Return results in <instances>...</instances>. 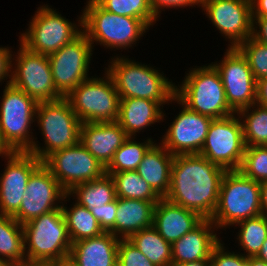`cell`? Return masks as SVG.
I'll return each instance as SVG.
<instances>
[{
    "label": "cell",
    "instance_id": "1",
    "mask_svg": "<svg viewBox=\"0 0 267 266\" xmlns=\"http://www.w3.org/2000/svg\"><path fill=\"white\" fill-rule=\"evenodd\" d=\"M227 170L200 154L174 155L171 182L165 199L211 219Z\"/></svg>",
    "mask_w": 267,
    "mask_h": 266
},
{
    "label": "cell",
    "instance_id": "2",
    "mask_svg": "<svg viewBox=\"0 0 267 266\" xmlns=\"http://www.w3.org/2000/svg\"><path fill=\"white\" fill-rule=\"evenodd\" d=\"M115 55L104 69L112 78L120 98L149 99L157 101L162 107L172 104L176 83L164 76L163 71L134 58L129 59V56Z\"/></svg>",
    "mask_w": 267,
    "mask_h": 266
},
{
    "label": "cell",
    "instance_id": "3",
    "mask_svg": "<svg viewBox=\"0 0 267 266\" xmlns=\"http://www.w3.org/2000/svg\"><path fill=\"white\" fill-rule=\"evenodd\" d=\"M83 13V32L95 44L114 51L136 46L149 26L141 19L121 16L103 9L95 0H87ZM95 43V44H94Z\"/></svg>",
    "mask_w": 267,
    "mask_h": 266
},
{
    "label": "cell",
    "instance_id": "4",
    "mask_svg": "<svg viewBox=\"0 0 267 266\" xmlns=\"http://www.w3.org/2000/svg\"><path fill=\"white\" fill-rule=\"evenodd\" d=\"M36 122L43 136L44 146L34 137L35 140L27 152L35 155L41 162L53 152L79 143L82 122L65 97L38 102L35 124Z\"/></svg>",
    "mask_w": 267,
    "mask_h": 266
},
{
    "label": "cell",
    "instance_id": "5",
    "mask_svg": "<svg viewBox=\"0 0 267 266\" xmlns=\"http://www.w3.org/2000/svg\"><path fill=\"white\" fill-rule=\"evenodd\" d=\"M26 262L52 265L69 259L71 241L62 209H56L22 225Z\"/></svg>",
    "mask_w": 267,
    "mask_h": 266
},
{
    "label": "cell",
    "instance_id": "6",
    "mask_svg": "<svg viewBox=\"0 0 267 266\" xmlns=\"http://www.w3.org/2000/svg\"><path fill=\"white\" fill-rule=\"evenodd\" d=\"M187 72L180 85H175V97L183 105L212 119L235 113L228 105L221 76L211 63Z\"/></svg>",
    "mask_w": 267,
    "mask_h": 266
},
{
    "label": "cell",
    "instance_id": "7",
    "mask_svg": "<svg viewBox=\"0 0 267 266\" xmlns=\"http://www.w3.org/2000/svg\"><path fill=\"white\" fill-rule=\"evenodd\" d=\"M262 214L260 182L245 177L239 170L227 171L221 182L216 210L211 218L217 231Z\"/></svg>",
    "mask_w": 267,
    "mask_h": 266
},
{
    "label": "cell",
    "instance_id": "8",
    "mask_svg": "<svg viewBox=\"0 0 267 266\" xmlns=\"http://www.w3.org/2000/svg\"><path fill=\"white\" fill-rule=\"evenodd\" d=\"M56 10L48 4L40 5L18 41L31 52L49 56L83 32L82 12L75 23Z\"/></svg>",
    "mask_w": 267,
    "mask_h": 266
},
{
    "label": "cell",
    "instance_id": "9",
    "mask_svg": "<svg viewBox=\"0 0 267 266\" xmlns=\"http://www.w3.org/2000/svg\"><path fill=\"white\" fill-rule=\"evenodd\" d=\"M0 102V133L12 151L27 152L34 140L38 102L24 91L6 83ZM34 123V126H32Z\"/></svg>",
    "mask_w": 267,
    "mask_h": 266
},
{
    "label": "cell",
    "instance_id": "10",
    "mask_svg": "<svg viewBox=\"0 0 267 266\" xmlns=\"http://www.w3.org/2000/svg\"><path fill=\"white\" fill-rule=\"evenodd\" d=\"M102 77L95 74L81 82L65 98L82 123L118 120L120 97L114 82L104 69Z\"/></svg>",
    "mask_w": 267,
    "mask_h": 266
},
{
    "label": "cell",
    "instance_id": "11",
    "mask_svg": "<svg viewBox=\"0 0 267 266\" xmlns=\"http://www.w3.org/2000/svg\"><path fill=\"white\" fill-rule=\"evenodd\" d=\"M11 57L10 83L37 102L55 101L63 96L56 90L48 56L31 52L20 42Z\"/></svg>",
    "mask_w": 267,
    "mask_h": 266
},
{
    "label": "cell",
    "instance_id": "12",
    "mask_svg": "<svg viewBox=\"0 0 267 266\" xmlns=\"http://www.w3.org/2000/svg\"><path fill=\"white\" fill-rule=\"evenodd\" d=\"M245 147L242 123L234 113L211 121L199 154L227 171L239 170Z\"/></svg>",
    "mask_w": 267,
    "mask_h": 266
},
{
    "label": "cell",
    "instance_id": "13",
    "mask_svg": "<svg viewBox=\"0 0 267 266\" xmlns=\"http://www.w3.org/2000/svg\"><path fill=\"white\" fill-rule=\"evenodd\" d=\"M93 49L87 35L82 32L70 43L48 56L55 88L63 97L90 77Z\"/></svg>",
    "mask_w": 267,
    "mask_h": 266
},
{
    "label": "cell",
    "instance_id": "14",
    "mask_svg": "<svg viewBox=\"0 0 267 266\" xmlns=\"http://www.w3.org/2000/svg\"><path fill=\"white\" fill-rule=\"evenodd\" d=\"M224 53L220 61L211 64L221 76L229 107L237 113L256 103L257 81L237 47H227Z\"/></svg>",
    "mask_w": 267,
    "mask_h": 266
},
{
    "label": "cell",
    "instance_id": "15",
    "mask_svg": "<svg viewBox=\"0 0 267 266\" xmlns=\"http://www.w3.org/2000/svg\"><path fill=\"white\" fill-rule=\"evenodd\" d=\"M42 163L66 192L106 173L105 167L80 142L53 152Z\"/></svg>",
    "mask_w": 267,
    "mask_h": 266
},
{
    "label": "cell",
    "instance_id": "16",
    "mask_svg": "<svg viewBox=\"0 0 267 266\" xmlns=\"http://www.w3.org/2000/svg\"><path fill=\"white\" fill-rule=\"evenodd\" d=\"M201 9L221 36L228 39L229 48L252 37L251 0H201Z\"/></svg>",
    "mask_w": 267,
    "mask_h": 266
},
{
    "label": "cell",
    "instance_id": "17",
    "mask_svg": "<svg viewBox=\"0 0 267 266\" xmlns=\"http://www.w3.org/2000/svg\"><path fill=\"white\" fill-rule=\"evenodd\" d=\"M67 192L41 163L30 175L19 211L13 218L21 225L42 214L60 209Z\"/></svg>",
    "mask_w": 267,
    "mask_h": 266
},
{
    "label": "cell",
    "instance_id": "18",
    "mask_svg": "<svg viewBox=\"0 0 267 266\" xmlns=\"http://www.w3.org/2000/svg\"><path fill=\"white\" fill-rule=\"evenodd\" d=\"M172 103L179 104L181 111L175 116L160 143L172 154H199L213 120L211 117L194 112L176 97Z\"/></svg>",
    "mask_w": 267,
    "mask_h": 266
},
{
    "label": "cell",
    "instance_id": "19",
    "mask_svg": "<svg viewBox=\"0 0 267 266\" xmlns=\"http://www.w3.org/2000/svg\"><path fill=\"white\" fill-rule=\"evenodd\" d=\"M0 173V214L14 216L20 208L32 172L42 163L29 152L13 151Z\"/></svg>",
    "mask_w": 267,
    "mask_h": 266
},
{
    "label": "cell",
    "instance_id": "20",
    "mask_svg": "<svg viewBox=\"0 0 267 266\" xmlns=\"http://www.w3.org/2000/svg\"><path fill=\"white\" fill-rule=\"evenodd\" d=\"M128 137L117 121L82 123L79 142L106 167Z\"/></svg>",
    "mask_w": 267,
    "mask_h": 266
},
{
    "label": "cell",
    "instance_id": "21",
    "mask_svg": "<svg viewBox=\"0 0 267 266\" xmlns=\"http://www.w3.org/2000/svg\"><path fill=\"white\" fill-rule=\"evenodd\" d=\"M216 233L217 228L211 219H203L195 228L171 244L172 265L210 259L214 246L221 240Z\"/></svg>",
    "mask_w": 267,
    "mask_h": 266
},
{
    "label": "cell",
    "instance_id": "22",
    "mask_svg": "<svg viewBox=\"0 0 267 266\" xmlns=\"http://www.w3.org/2000/svg\"><path fill=\"white\" fill-rule=\"evenodd\" d=\"M203 218L196 212L162 198L154 208L153 226L171 244L195 228Z\"/></svg>",
    "mask_w": 267,
    "mask_h": 266
},
{
    "label": "cell",
    "instance_id": "23",
    "mask_svg": "<svg viewBox=\"0 0 267 266\" xmlns=\"http://www.w3.org/2000/svg\"><path fill=\"white\" fill-rule=\"evenodd\" d=\"M119 238L110 232L72 243L69 260L76 266H117Z\"/></svg>",
    "mask_w": 267,
    "mask_h": 266
},
{
    "label": "cell",
    "instance_id": "24",
    "mask_svg": "<svg viewBox=\"0 0 267 266\" xmlns=\"http://www.w3.org/2000/svg\"><path fill=\"white\" fill-rule=\"evenodd\" d=\"M157 102L144 98H120L117 122L128 136L136 137L155 123L164 122L166 113Z\"/></svg>",
    "mask_w": 267,
    "mask_h": 266
},
{
    "label": "cell",
    "instance_id": "25",
    "mask_svg": "<svg viewBox=\"0 0 267 266\" xmlns=\"http://www.w3.org/2000/svg\"><path fill=\"white\" fill-rule=\"evenodd\" d=\"M174 155L161 143L155 142L145 153L136 171L142 179L161 197L170 189Z\"/></svg>",
    "mask_w": 267,
    "mask_h": 266
},
{
    "label": "cell",
    "instance_id": "26",
    "mask_svg": "<svg viewBox=\"0 0 267 266\" xmlns=\"http://www.w3.org/2000/svg\"><path fill=\"white\" fill-rule=\"evenodd\" d=\"M155 203L117 197L115 236L129 239L133 234L153 225Z\"/></svg>",
    "mask_w": 267,
    "mask_h": 266
},
{
    "label": "cell",
    "instance_id": "27",
    "mask_svg": "<svg viewBox=\"0 0 267 266\" xmlns=\"http://www.w3.org/2000/svg\"><path fill=\"white\" fill-rule=\"evenodd\" d=\"M70 199L71 197L68 194L64 196L61 209L71 243L103 234L104 231L100 227L98 220L86 207L75 202L68 208L66 201H69Z\"/></svg>",
    "mask_w": 267,
    "mask_h": 266
},
{
    "label": "cell",
    "instance_id": "28",
    "mask_svg": "<svg viewBox=\"0 0 267 266\" xmlns=\"http://www.w3.org/2000/svg\"><path fill=\"white\" fill-rule=\"evenodd\" d=\"M67 194L88 210L103 207L116 199L114 181L106 173L98 179L75 185Z\"/></svg>",
    "mask_w": 267,
    "mask_h": 266
},
{
    "label": "cell",
    "instance_id": "29",
    "mask_svg": "<svg viewBox=\"0 0 267 266\" xmlns=\"http://www.w3.org/2000/svg\"><path fill=\"white\" fill-rule=\"evenodd\" d=\"M0 258L7 264L26 262L23 227L12 216L0 214Z\"/></svg>",
    "mask_w": 267,
    "mask_h": 266
},
{
    "label": "cell",
    "instance_id": "30",
    "mask_svg": "<svg viewBox=\"0 0 267 266\" xmlns=\"http://www.w3.org/2000/svg\"><path fill=\"white\" fill-rule=\"evenodd\" d=\"M129 240L154 266H172V247L152 225L133 234Z\"/></svg>",
    "mask_w": 267,
    "mask_h": 266
},
{
    "label": "cell",
    "instance_id": "31",
    "mask_svg": "<svg viewBox=\"0 0 267 266\" xmlns=\"http://www.w3.org/2000/svg\"><path fill=\"white\" fill-rule=\"evenodd\" d=\"M135 139V140H134ZM152 137L143 141H136V137L129 136L116 150L110 163L105 167L106 173H117L136 170L147 150L156 142Z\"/></svg>",
    "mask_w": 267,
    "mask_h": 266
},
{
    "label": "cell",
    "instance_id": "32",
    "mask_svg": "<svg viewBox=\"0 0 267 266\" xmlns=\"http://www.w3.org/2000/svg\"><path fill=\"white\" fill-rule=\"evenodd\" d=\"M109 174L115 185L116 197L140 199L157 204L162 198L140 177L136 170Z\"/></svg>",
    "mask_w": 267,
    "mask_h": 266
},
{
    "label": "cell",
    "instance_id": "33",
    "mask_svg": "<svg viewBox=\"0 0 267 266\" xmlns=\"http://www.w3.org/2000/svg\"><path fill=\"white\" fill-rule=\"evenodd\" d=\"M239 230L236 237L238 246L244 251L247 258L256 257L267 239V216H259L243 220L234 225ZM236 227V228H235Z\"/></svg>",
    "mask_w": 267,
    "mask_h": 266
},
{
    "label": "cell",
    "instance_id": "34",
    "mask_svg": "<svg viewBox=\"0 0 267 266\" xmlns=\"http://www.w3.org/2000/svg\"><path fill=\"white\" fill-rule=\"evenodd\" d=\"M246 146H267V108L258 104L237 112Z\"/></svg>",
    "mask_w": 267,
    "mask_h": 266
},
{
    "label": "cell",
    "instance_id": "35",
    "mask_svg": "<svg viewBox=\"0 0 267 266\" xmlns=\"http://www.w3.org/2000/svg\"><path fill=\"white\" fill-rule=\"evenodd\" d=\"M108 12L143 20L153 27L158 20L154 15L149 0H95ZM153 25V26H152Z\"/></svg>",
    "mask_w": 267,
    "mask_h": 266
},
{
    "label": "cell",
    "instance_id": "36",
    "mask_svg": "<svg viewBox=\"0 0 267 266\" xmlns=\"http://www.w3.org/2000/svg\"><path fill=\"white\" fill-rule=\"evenodd\" d=\"M239 171L257 182L267 180V146H246Z\"/></svg>",
    "mask_w": 267,
    "mask_h": 266
},
{
    "label": "cell",
    "instance_id": "37",
    "mask_svg": "<svg viewBox=\"0 0 267 266\" xmlns=\"http://www.w3.org/2000/svg\"><path fill=\"white\" fill-rule=\"evenodd\" d=\"M246 57L256 79L267 77V46L249 37L237 47Z\"/></svg>",
    "mask_w": 267,
    "mask_h": 266
},
{
    "label": "cell",
    "instance_id": "38",
    "mask_svg": "<svg viewBox=\"0 0 267 266\" xmlns=\"http://www.w3.org/2000/svg\"><path fill=\"white\" fill-rule=\"evenodd\" d=\"M222 239L214 246L210 255V266H248V258L239 251L228 250Z\"/></svg>",
    "mask_w": 267,
    "mask_h": 266
},
{
    "label": "cell",
    "instance_id": "39",
    "mask_svg": "<svg viewBox=\"0 0 267 266\" xmlns=\"http://www.w3.org/2000/svg\"><path fill=\"white\" fill-rule=\"evenodd\" d=\"M117 266H154L148 258L129 240L118 242Z\"/></svg>",
    "mask_w": 267,
    "mask_h": 266
},
{
    "label": "cell",
    "instance_id": "40",
    "mask_svg": "<svg viewBox=\"0 0 267 266\" xmlns=\"http://www.w3.org/2000/svg\"><path fill=\"white\" fill-rule=\"evenodd\" d=\"M98 220L104 232H110L115 236V220L117 211V197L114 201L106 203L103 207L90 210Z\"/></svg>",
    "mask_w": 267,
    "mask_h": 266
},
{
    "label": "cell",
    "instance_id": "41",
    "mask_svg": "<svg viewBox=\"0 0 267 266\" xmlns=\"http://www.w3.org/2000/svg\"><path fill=\"white\" fill-rule=\"evenodd\" d=\"M151 9L154 15L160 19L162 11L165 9H179V8H187L190 7H201V0H149ZM196 5V6H195Z\"/></svg>",
    "mask_w": 267,
    "mask_h": 266
},
{
    "label": "cell",
    "instance_id": "42",
    "mask_svg": "<svg viewBox=\"0 0 267 266\" xmlns=\"http://www.w3.org/2000/svg\"><path fill=\"white\" fill-rule=\"evenodd\" d=\"M12 50L8 46L0 47V84L10 83ZM8 79V80H7Z\"/></svg>",
    "mask_w": 267,
    "mask_h": 266
},
{
    "label": "cell",
    "instance_id": "43",
    "mask_svg": "<svg viewBox=\"0 0 267 266\" xmlns=\"http://www.w3.org/2000/svg\"><path fill=\"white\" fill-rule=\"evenodd\" d=\"M252 38L267 46V18H253Z\"/></svg>",
    "mask_w": 267,
    "mask_h": 266
},
{
    "label": "cell",
    "instance_id": "44",
    "mask_svg": "<svg viewBox=\"0 0 267 266\" xmlns=\"http://www.w3.org/2000/svg\"><path fill=\"white\" fill-rule=\"evenodd\" d=\"M256 104L267 108V77L257 80Z\"/></svg>",
    "mask_w": 267,
    "mask_h": 266
},
{
    "label": "cell",
    "instance_id": "45",
    "mask_svg": "<svg viewBox=\"0 0 267 266\" xmlns=\"http://www.w3.org/2000/svg\"><path fill=\"white\" fill-rule=\"evenodd\" d=\"M252 18H267V0H251Z\"/></svg>",
    "mask_w": 267,
    "mask_h": 266
},
{
    "label": "cell",
    "instance_id": "46",
    "mask_svg": "<svg viewBox=\"0 0 267 266\" xmlns=\"http://www.w3.org/2000/svg\"><path fill=\"white\" fill-rule=\"evenodd\" d=\"M260 204L262 214L267 216V180L260 182Z\"/></svg>",
    "mask_w": 267,
    "mask_h": 266
},
{
    "label": "cell",
    "instance_id": "47",
    "mask_svg": "<svg viewBox=\"0 0 267 266\" xmlns=\"http://www.w3.org/2000/svg\"><path fill=\"white\" fill-rule=\"evenodd\" d=\"M13 151L10 147L4 142L2 135L0 133V156L1 158H7Z\"/></svg>",
    "mask_w": 267,
    "mask_h": 266
},
{
    "label": "cell",
    "instance_id": "48",
    "mask_svg": "<svg viewBox=\"0 0 267 266\" xmlns=\"http://www.w3.org/2000/svg\"><path fill=\"white\" fill-rule=\"evenodd\" d=\"M172 266H210V259H200L197 261L186 262Z\"/></svg>",
    "mask_w": 267,
    "mask_h": 266
},
{
    "label": "cell",
    "instance_id": "49",
    "mask_svg": "<svg viewBox=\"0 0 267 266\" xmlns=\"http://www.w3.org/2000/svg\"><path fill=\"white\" fill-rule=\"evenodd\" d=\"M248 266H267V263L258 257H249Z\"/></svg>",
    "mask_w": 267,
    "mask_h": 266
},
{
    "label": "cell",
    "instance_id": "50",
    "mask_svg": "<svg viewBox=\"0 0 267 266\" xmlns=\"http://www.w3.org/2000/svg\"><path fill=\"white\" fill-rule=\"evenodd\" d=\"M267 263V239L263 243L258 255L256 256Z\"/></svg>",
    "mask_w": 267,
    "mask_h": 266
},
{
    "label": "cell",
    "instance_id": "51",
    "mask_svg": "<svg viewBox=\"0 0 267 266\" xmlns=\"http://www.w3.org/2000/svg\"><path fill=\"white\" fill-rule=\"evenodd\" d=\"M50 266H76L75 264H73L69 259L63 260L61 262L52 264Z\"/></svg>",
    "mask_w": 267,
    "mask_h": 266
},
{
    "label": "cell",
    "instance_id": "52",
    "mask_svg": "<svg viewBox=\"0 0 267 266\" xmlns=\"http://www.w3.org/2000/svg\"><path fill=\"white\" fill-rule=\"evenodd\" d=\"M7 266H48V265L24 262L22 264H10V265H7Z\"/></svg>",
    "mask_w": 267,
    "mask_h": 266
},
{
    "label": "cell",
    "instance_id": "53",
    "mask_svg": "<svg viewBox=\"0 0 267 266\" xmlns=\"http://www.w3.org/2000/svg\"><path fill=\"white\" fill-rule=\"evenodd\" d=\"M0 266H7V264L0 258Z\"/></svg>",
    "mask_w": 267,
    "mask_h": 266
}]
</instances>
